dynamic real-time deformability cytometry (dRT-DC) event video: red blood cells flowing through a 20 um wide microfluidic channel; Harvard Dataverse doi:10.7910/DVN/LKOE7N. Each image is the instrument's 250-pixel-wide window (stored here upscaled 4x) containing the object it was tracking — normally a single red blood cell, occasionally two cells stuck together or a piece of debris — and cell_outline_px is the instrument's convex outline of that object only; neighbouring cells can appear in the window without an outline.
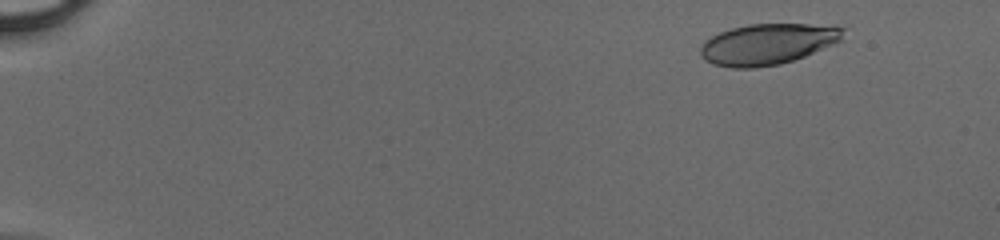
{"species": "human", "species_latin": "Homo sapiens", "temperature_condition": "cold", "stored_images_in_passage": 49, "camera_frame_rate_fps": 3000, "um_per_image_px": 0.085, "donor": {"sex": "male"}, "frame": {"image": 1, "passage_image": 5, "time_ms": 1.333, "image_size_px": [1000, 240], "cell_outline_px": [[844, 40], [804, 56], [780, 64], [756, 68], [732, 68], [712, 64], [704, 60], [700, 56], [700, 48], [704, 40], [720, 32], [732, 28], [748, 24], [836, 24], [844, 28]], "centroid_in_image_um": [65.28, 3.74], "position_along_channel_um": 19.7, "area_um2": 34.51}}
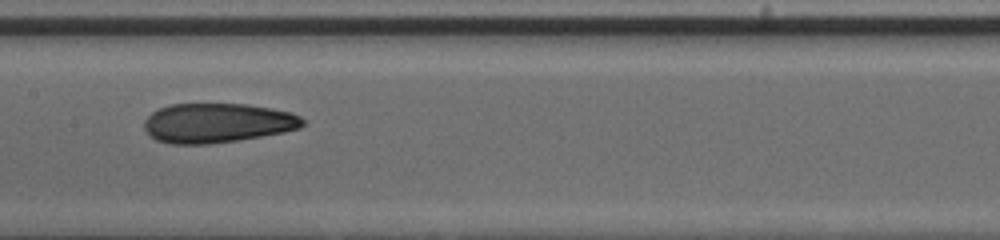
{"frame": {"image": 2, "passage_image": 27, "time_ms": 8.667, "image_size_px": [1000, 240], "cell_outline_px": [[304, 124], [300, 128], [284, 132], [236, 140], [208, 144], [168, 144], [156, 140], [144, 128], [144, 120], [152, 112], [160, 108], [172, 104], [244, 104], [272, 108], [292, 112], [300, 116], [304, 120]], "centroid_in_image_um": [18.48, 10.45], "position_along_channel_um": 188.9, "area_um2": 36.41}}
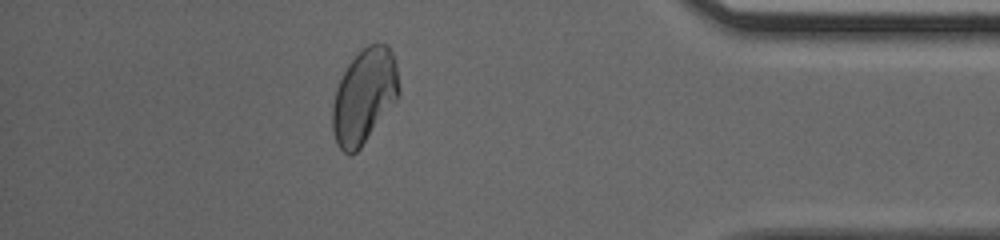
{"frame": {"image": 3, "passage_image": 44, "time_ms": 14.333, "image_size_px": [1000, 240], "cell_outline_px": [[400, 96], [360, 148], [352, 156], [348, 156], [336, 144], [332, 128], [332, 104], [336, 88], [348, 64], [368, 44], [388, 44], [392, 52], [396, 64], [400, 88]], "centroid_in_image_um": [30.96, 8.2], "position_along_channel_um": 404.2, "area_um2": 36.7}}